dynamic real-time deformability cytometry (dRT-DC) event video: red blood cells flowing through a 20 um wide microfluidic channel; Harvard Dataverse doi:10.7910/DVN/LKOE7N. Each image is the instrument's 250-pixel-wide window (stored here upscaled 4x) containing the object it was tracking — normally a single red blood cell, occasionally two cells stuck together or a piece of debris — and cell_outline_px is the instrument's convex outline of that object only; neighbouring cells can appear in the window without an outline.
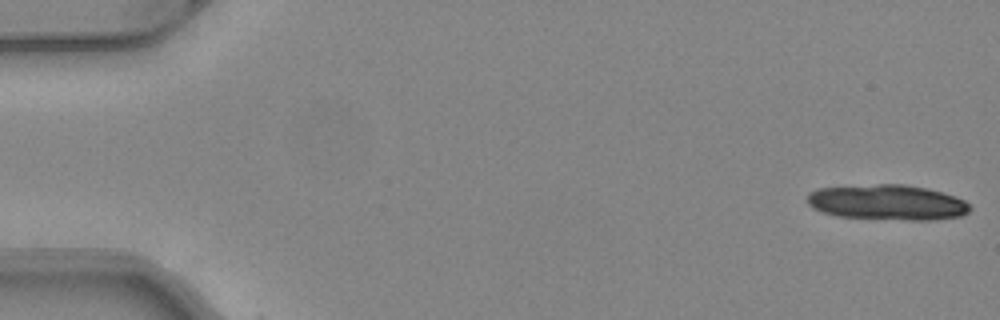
{"species": "common noctule bat (a hibernating species)", "species_latin": "Nyctalus noctula", "temperature_condition": "warm", "stored_images_in_passage": 20, "camera_frame_rate_fps": 3000, "um_per_image_px": 0.085, "animal": {"sex": "female", "body_mass_g": 24.6, "forearm_length_mm": 56.2}, "frame": {"image": 1, "passage_image": 1, "time_ms": 0.0, "image_size_px": [1000, 320], "cell_outline_px": [[972, 208], [968, 212], [960, 216], [932, 220], [908, 220], [836, 216], [812, 208], [808, 204], [808, 192], [816, 188], [876, 184], [904, 184], [924, 188], [940, 192], [964, 200]], "centroid_in_image_um": [75.39, 17.2], "position_along_channel_um": 9.6, "area_um2": 33.35}}
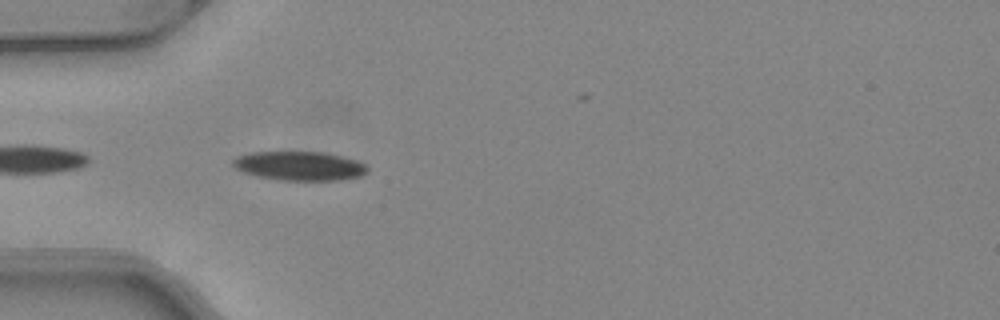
{"frame": {"image": 2, "passage_image": 16, "time_ms": 5.0, "image_size_px": [1000, 320], "cell_outline_px": [[368, 172], [360, 176], [340, 180], [276, 180], [256, 176], [244, 172], [236, 168], [232, 164], [232, 160], [236, 156], [252, 152], [324, 152], [356, 160], [364, 164], [368, 168]], "centroid_in_image_um": [25.43, 14.1], "position_along_channel_um": 59.6, "area_um2": 22.77}}